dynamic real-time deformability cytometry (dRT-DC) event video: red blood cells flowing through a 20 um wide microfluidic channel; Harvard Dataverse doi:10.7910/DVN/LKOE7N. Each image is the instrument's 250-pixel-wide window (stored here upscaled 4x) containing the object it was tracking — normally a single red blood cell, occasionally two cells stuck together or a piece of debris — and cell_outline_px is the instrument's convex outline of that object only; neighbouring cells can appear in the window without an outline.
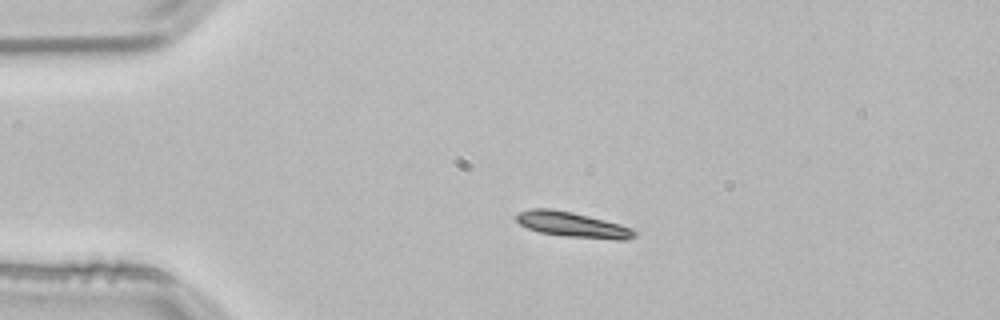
{"species": "common noctule bat (a hibernating species)", "species_latin": "Nyctalus noctula", "temperature_condition": "room temperature", "stored_images_in_passage": 47, "camera_frame_rate_fps": 3000, "um_per_image_px": 0.085, "animal": {"sex": "male", "body_mass_g": 21.5, "forearm_length_mm": 52.0}, "frame": {"image": 1, "passage_image": 10, "time_ms": 3.0, "image_size_px": [1000, 320], "cell_outline_px": [[636, 236], [628, 240], [616, 240], [564, 236], [540, 232], [528, 228], [520, 224], [516, 220], [516, 212], [532, 208], [552, 208], [572, 212], [620, 224], [632, 228], [636, 232]], "centroid_in_image_um": [48.66, 19.09], "position_along_channel_um": 36.3, "area_um2": 17.46}}
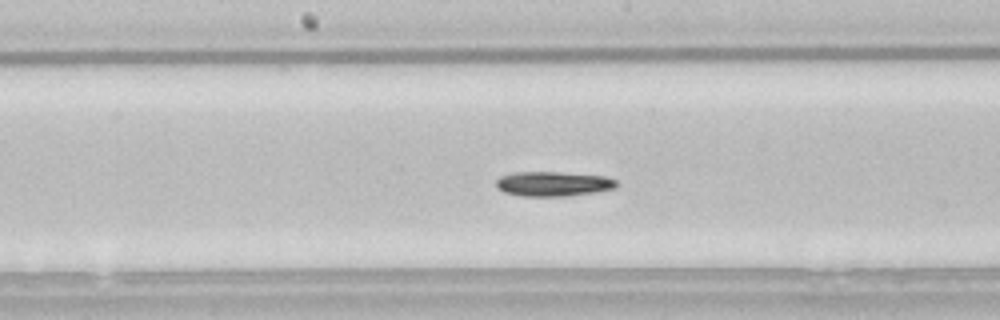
{"frame": {"image": 2, "passage_image": 26, "time_ms": 8.333, "image_size_px": [1000, 320], "cell_outline_px": [[616, 188], [596, 192], [564, 196], [520, 196], [504, 192], [496, 188], [496, 180], [500, 176], [512, 172], [560, 172], [608, 176], [616, 180]], "centroid_in_image_um": [47.0, 15.62], "position_along_channel_um": 201.2, "area_um2": 17.51}}
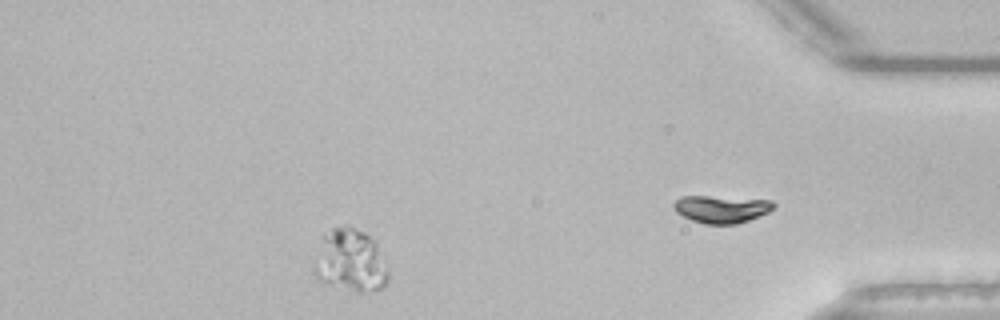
{"frame": {"image": 3, "passage_image": 40, "time_ms": 13.0, "image_size_px": [1000, 320], "cell_outline_px": [[388, 280], [384, 288], [376, 292], [360, 292], [316, 280], [312, 272], [312, 264], [324, 236], [332, 228], [348, 224], [364, 232], [376, 240], [388, 264]], "centroid_in_image_um": [29.82, 22.16], "position_along_channel_um": 405.4, "area_um2": 27.74}, "authors_computed_cell_mechanics": {"area_um2": 16.9932, "velocity_mm_per_s": 3.7782, "shape_relaxation_time_tau1_ms": 1.0853, "shape_relaxation_time_tau2_ms": null, "deformation_change_tau1": 0.0686, "deformation_change_tau2": null}}